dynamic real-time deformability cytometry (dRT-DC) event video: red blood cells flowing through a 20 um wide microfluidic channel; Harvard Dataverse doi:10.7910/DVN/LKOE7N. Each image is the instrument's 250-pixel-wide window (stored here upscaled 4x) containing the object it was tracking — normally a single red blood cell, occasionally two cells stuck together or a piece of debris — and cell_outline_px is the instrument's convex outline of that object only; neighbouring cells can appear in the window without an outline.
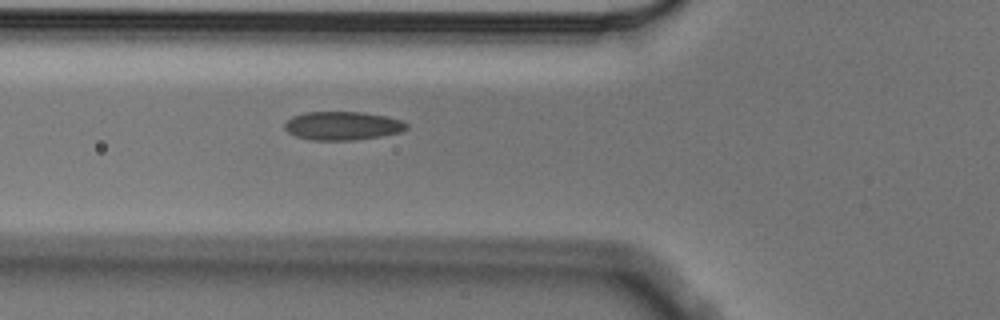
{"species": "Egyptian fruit bat (a non-hibernating species)", "species_latin": "Rousettus aegyptiacus", "temperature_condition": "cold", "stored_images_in_passage": 6, "camera_frame_rate_fps": 3000, "um_per_image_px": 0.085, "animal": {"sex": "male"}, "frame": {"image": 1, "passage_image": 6, "time_ms": 1.667, "image_size_px": [1000, 320], "cell_outline_px": [[408, 128], [400, 132], [380, 136], [352, 140], [312, 140], [296, 136], [288, 132], [284, 128], [284, 124], [292, 116], [304, 112], [364, 112], [384, 116], [400, 120], [408, 124]], "centroid_in_image_um": [29.09, 10.68], "position_along_channel_um": 96.7, "area_um2": 20.17}}